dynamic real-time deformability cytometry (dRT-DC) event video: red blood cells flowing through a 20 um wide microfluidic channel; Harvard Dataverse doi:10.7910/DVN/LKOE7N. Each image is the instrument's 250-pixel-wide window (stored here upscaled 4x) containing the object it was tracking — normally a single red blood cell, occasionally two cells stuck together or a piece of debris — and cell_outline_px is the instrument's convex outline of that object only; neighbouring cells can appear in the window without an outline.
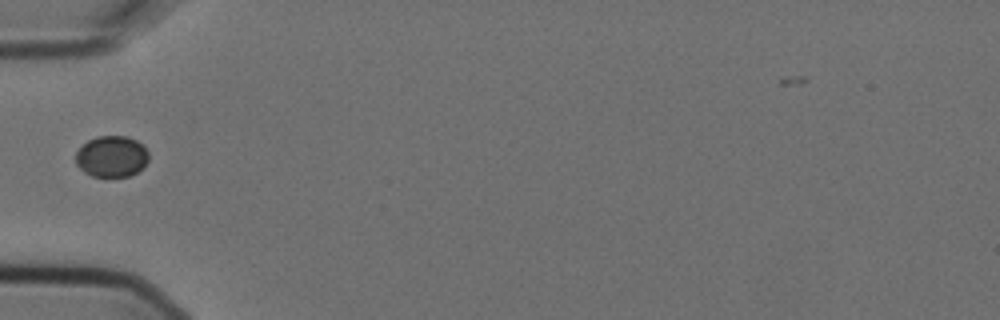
{"species": "Egyptian fruit bat (a non-hibernating species)", "species_latin": "Rousettus aegyptiacus", "temperature_condition": "cold", "stored_images_in_passage": 2, "camera_frame_rate_fps": 3000, "um_per_image_px": 0.085, "animal": {"sex": "female"}, "frame": {"image": 1, "passage_image": 1, "time_ms": 0.0, "image_size_px": [1000, 320], "cell_outline_px": [[148, 160], [144, 168], [128, 176], [92, 176], [84, 172], [76, 164], [76, 152], [88, 140], [100, 136], [128, 136], [136, 140], [148, 152]], "centroid_in_image_um": [9.49, 13.3], "position_along_channel_um": 75.5, "area_um2": 17.4}}